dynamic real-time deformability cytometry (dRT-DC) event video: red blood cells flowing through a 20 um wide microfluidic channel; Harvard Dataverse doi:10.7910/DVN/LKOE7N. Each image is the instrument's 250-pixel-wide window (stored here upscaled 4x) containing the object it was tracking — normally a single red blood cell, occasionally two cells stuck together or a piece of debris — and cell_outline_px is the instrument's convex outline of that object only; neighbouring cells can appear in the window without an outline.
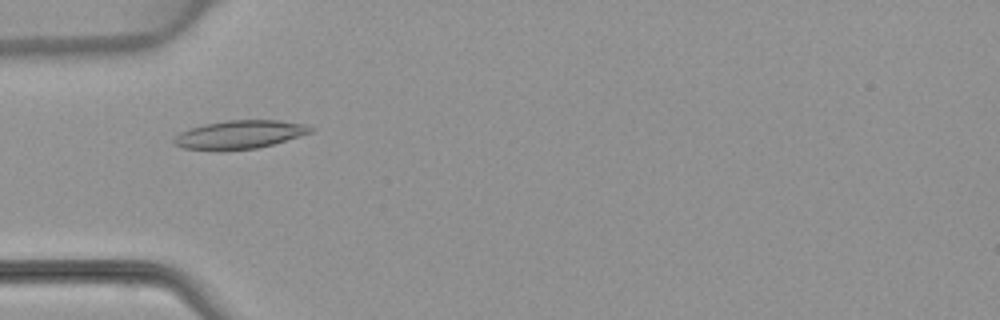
{"species": "common noctule bat (a hibernating species)", "species_latin": "Nyctalus noctula", "temperature_condition": "warm", "stored_images_in_passage": 6, "camera_frame_rate_fps": 3000, "um_per_image_px": 0.085, "animal": {"sex": "female", "body_mass_g": 22.7, "forearm_length_mm": 54.2}, "frame": {"image": 1, "passage_image": 5, "time_ms": 5.0, "image_size_px": [1000, 320], "cell_outline_px": [[316, 128], [312, 132], [272, 144], [256, 148], [220, 152], [180, 148], [172, 144], [172, 140], [180, 132], [188, 128], [204, 124], [228, 120], [280, 120], [308, 124]], "centroid_in_image_um": [20.32, 11.45], "position_along_channel_um": 64.7, "area_um2": 23.18}}
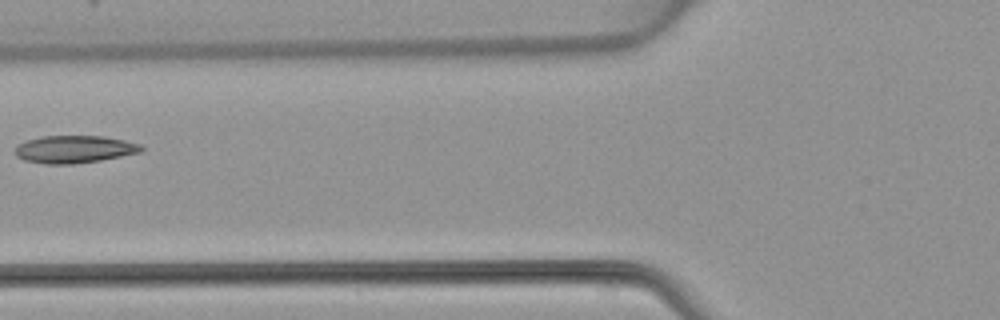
{"frame": {"image": 2, "passage_image": 6, "time_ms": 6.333, "image_size_px": [1000, 320], "cell_outline_px": [[144, 148], [140, 152], [100, 160], [72, 164], [44, 164], [24, 160], [16, 156], [12, 152], [16, 144], [28, 140], [44, 136], [104, 136], [124, 140], [140, 144]], "centroid_in_image_um": [6.26, 12.69], "position_along_channel_um": 119.5, "area_um2": 20.29}}